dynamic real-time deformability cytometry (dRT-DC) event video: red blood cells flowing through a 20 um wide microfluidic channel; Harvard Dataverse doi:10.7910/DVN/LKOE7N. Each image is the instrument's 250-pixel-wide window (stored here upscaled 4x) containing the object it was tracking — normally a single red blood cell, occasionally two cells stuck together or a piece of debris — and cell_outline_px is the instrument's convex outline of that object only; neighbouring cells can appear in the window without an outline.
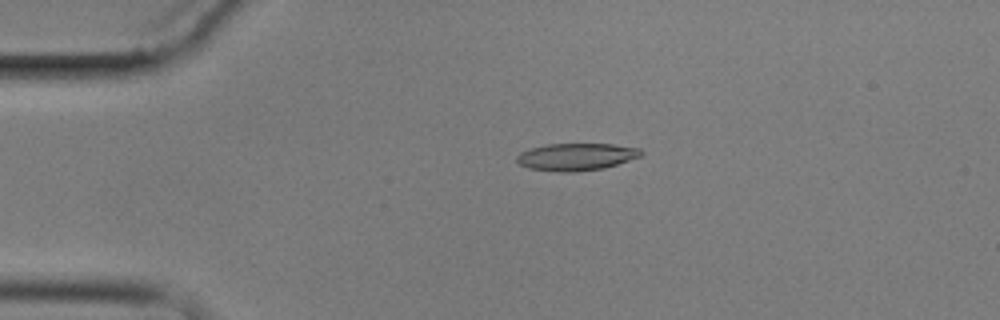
{"species": "common noctule bat (a hibernating species)", "species_latin": "Nyctalus noctula", "temperature_condition": "cold", "stored_images_in_passage": 2, "camera_frame_rate_fps": 3000, "um_per_image_px": 0.085, "animal": {"sex": "male", "body_mass_g": 17.9}, "frame": {"image": 1, "passage_image": 1, "time_ms": 0.0, "image_size_px": [1000, 320], "cell_outline_px": [[644, 152], [640, 156], [604, 168], [576, 172], [560, 172], [528, 168], [520, 164], [516, 160], [516, 156], [520, 152], [532, 148], [548, 144], [612, 144], [640, 148]], "centroid_in_image_um": [48.97, 13.33], "position_along_channel_um": 36.0, "area_um2": 19.65}}